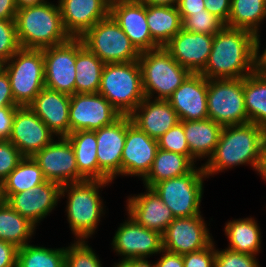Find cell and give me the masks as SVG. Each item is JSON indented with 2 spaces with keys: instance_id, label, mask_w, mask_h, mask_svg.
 Listing matches in <instances>:
<instances>
[{
  "instance_id": "47",
  "label": "cell",
  "mask_w": 266,
  "mask_h": 267,
  "mask_svg": "<svg viewBox=\"0 0 266 267\" xmlns=\"http://www.w3.org/2000/svg\"><path fill=\"white\" fill-rule=\"evenodd\" d=\"M18 248L0 240V267H16Z\"/></svg>"
},
{
  "instance_id": "5",
  "label": "cell",
  "mask_w": 266,
  "mask_h": 267,
  "mask_svg": "<svg viewBox=\"0 0 266 267\" xmlns=\"http://www.w3.org/2000/svg\"><path fill=\"white\" fill-rule=\"evenodd\" d=\"M98 93L122 116H130L145 98L139 61L105 64Z\"/></svg>"
},
{
  "instance_id": "11",
  "label": "cell",
  "mask_w": 266,
  "mask_h": 267,
  "mask_svg": "<svg viewBox=\"0 0 266 267\" xmlns=\"http://www.w3.org/2000/svg\"><path fill=\"white\" fill-rule=\"evenodd\" d=\"M122 115L99 93H75L70 96V133L95 131L109 126Z\"/></svg>"
},
{
  "instance_id": "32",
  "label": "cell",
  "mask_w": 266,
  "mask_h": 267,
  "mask_svg": "<svg viewBox=\"0 0 266 267\" xmlns=\"http://www.w3.org/2000/svg\"><path fill=\"white\" fill-rule=\"evenodd\" d=\"M266 19V0H231L228 27L246 29L257 35L260 50V24Z\"/></svg>"
},
{
  "instance_id": "38",
  "label": "cell",
  "mask_w": 266,
  "mask_h": 267,
  "mask_svg": "<svg viewBox=\"0 0 266 267\" xmlns=\"http://www.w3.org/2000/svg\"><path fill=\"white\" fill-rule=\"evenodd\" d=\"M65 247V267H103L87 240H74Z\"/></svg>"
},
{
  "instance_id": "43",
  "label": "cell",
  "mask_w": 266,
  "mask_h": 267,
  "mask_svg": "<svg viewBox=\"0 0 266 267\" xmlns=\"http://www.w3.org/2000/svg\"><path fill=\"white\" fill-rule=\"evenodd\" d=\"M24 158L17 147L9 140H0V184Z\"/></svg>"
},
{
  "instance_id": "34",
  "label": "cell",
  "mask_w": 266,
  "mask_h": 267,
  "mask_svg": "<svg viewBox=\"0 0 266 267\" xmlns=\"http://www.w3.org/2000/svg\"><path fill=\"white\" fill-rule=\"evenodd\" d=\"M36 226L17 213L6 201H0V240L18 249L30 243Z\"/></svg>"
},
{
  "instance_id": "48",
  "label": "cell",
  "mask_w": 266,
  "mask_h": 267,
  "mask_svg": "<svg viewBox=\"0 0 266 267\" xmlns=\"http://www.w3.org/2000/svg\"><path fill=\"white\" fill-rule=\"evenodd\" d=\"M18 106L11 92L10 80L7 72L3 69L0 72V107Z\"/></svg>"
},
{
  "instance_id": "35",
  "label": "cell",
  "mask_w": 266,
  "mask_h": 267,
  "mask_svg": "<svg viewBox=\"0 0 266 267\" xmlns=\"http://www.w3.org/2000/svg\"><path fill=\"white\" fill-rule=\"evenodd\" d=\"M66 138L74 149L78 172L86 180H98L97 139L95 131L80 130L70 133Z\"/></svg>"
},
{
  "instance_id": "37",
  "label": "cell",
  "mask_w": 266,
  "mask_h": 267,
  "mask_svg": "<svg viewBox=\"0 0 266 267\" xmlns=\"http://www.w3.org/2000/svg\"><path fill=\"white\" fill-rule=\"evenodd\" d=\"M16 267H65V247L48 248L28 243L18 249Z\"/></svg>"
},
{
  "instance_id": "45",
  "label": "cell",
  "mask_w": 266,
  "mask_h": 267,
  "mask_svg": "<svg viewBox=\"0 0 266 267\" xmlns=\"http://www.w3.org/2000/svg\"><path fill=\"white\" fill-rule=\"evenodd\" d=\"M206 10L218 17L224 24L228 22L231 0H205Z\"/></svg>"
},
{
  "instance_id": "27",
  "label": "cell",
  "mask_w": 266,
  "mask_h": 267,
  "mask_svg": "<svg viewBox=\"0 0 266 267\" xmlns=\"http://www.w3.org/2000/svg\"><path fill=\"white\" fill-rule=\"evenodd\" d=\"M180 122L187 139L190 161L195 165L199 159H209L216 149L223 126L211 119Z\"/></svg>"
},
{
  "instance_id": "21",
  "label": "cell",
  "mask_w": 266,
  "mask_h": 267,
  "mask_svg": "<svg viewBox=\"0 0 266 267\" xmlns=\"http://www.w3.org/2000/svg\"><path fill=\"white\" fill-rule=\"evenodd\" d=\"M213 40L214 35L181 29L164 48L178 64L191 73H200L208 62Z\"/></svg>"
},
{
  "instance_id": "29",
  "label": "cell",
  "mask_w": 266,
  "mask_h": 267,
  "mask_svg": "<svg viewBox=\"0 0 266 267\" xmlns=\"http://www.w3.org/2000/svg\"><path fill=\"white\" fill-rule=\"evenodd\" d=\"M146 19L152 39L160 47H164L182 29L176 6L146 4Z\"/></svg>"
},
{
  "instance_id": "13",
  "label": "cell",
  "mask_w": 266,
  "mask_h": 267,
  "mask_svg": "<svg viewBox=\"0 0 266 267\" xmlns=\"http://www.w3.org/2000/svg\"><path fill=\"white\" fill-rule=\"evenodd\" d=\"M37 152L38 163L47 181L65 185L86 180L79 172L74 149L66 137H57Z\"/></svg>"
},
{
  "instance_id": "7",
  "label": "cell",
  "mask_w": 266,
  "mask_h": 267,
  "mask_svg": "<svg viewBox=\"0 0 266 267\" xmlns=\"http://www.w3.org/2000/svg\"><path fill=\"white\" fill-rule=\"evenodd\" d=\"M11 92L18 106H28L45 88L44 55L42 49L20 48L4 64Z\"/></svg>"
},
{
  "instance_id": "33",
  "label": "cell",
  "mask_w": 266,
  "mask_h": 267,
  "mask_svg": "<svg viewBox=\"0 0 266 267\" xmlns=\"http://www.w3.org/2000/svg\"><path fill=\"white\" fill-rule=\"evenodd\" d=\"M46 181L33 157H24L16 168L0 184V196L6 201L12 194L30 190Z\"/></svg>"
},
{
  "instance_id": "16",
  "label": "cell",
  "mask_w": 266,
  "mask_h": 267,
  "mask_svg": "<svg viewBox=\"0 0 266 267\" xmlns=\"http://www.w3.org/2000/svg\"><path fill=\"white\" fill-rule=\"evenodd\" d=\"M212 238L202 214L175 218L162 234L163 249L183 255L208 247Z\"/></svg>"
},
{
  "instance_id": "46",
  "label": "cell",
  "mask_w": 266,
  "mask_h": 267,
  "mask_svg": "<svg viewBox=\"0 0 266 267\" xmlns=\"http://www.w3.org/2000/svg\"><path fill=\"white\" fill-rule=\"evenodd\" d=\"M18 106L0 107V140H8L11 135L14 114Z\"/></svg>"
},
{
  "instance_id": "23",
  "label": "cell",
  "mask_w": 266,
  "mask_h": 267,
  "mask_svg": "<svg viewBox=\"0 0 266 267\" xmlns=\"http://www.w3.org/2000/svg\"><path fill=\"white\" fill-rule=\"evenodd\" d=\"M62 23L72 38H80L97 22L110 15L104 0H58Z\"/></svg>"
},
{
  "instance_id": "8",
  "label": "cell",
  "mask_w": 266,
  "mask_h": 267,
  "mask_svg": "<svg viewBox=\"0 0 266 267\" xmlns=\"http://www.w3.org/2000/svg\"><path fill=\"white\" fill-rule=\"evenodd\" d=\"M208 178L203 165L194 167L186 175L162 180L151 188L169 207L175 218L201 215L200 206L204 180Z\"/></svg>"
},
{
  "instance_id": "9",
  "label": "cell",
  "mask_w": 266,
  "mask_h": 267,
  "mask_svg": "<svg viewBox=\"0 0 266 267\" xmlns=\"http://www.w3.org/2000/svg\"><path fill=\"white\" fill-rule=\"evenodd\" d=\"M80 39L104 64L133 62L140 57V52L111 15L97 22Z\"/></svg>"
},
{
  "instance_id": "55",
  "label": "cell",
  "mask_w": 266,
  "mask_h": 267,
  "mask_svg": "<svg viewBox=\"0 0 266 267\" xmlns=\"http://www.w3.org/2000/svg\"><path fill=\"white\" fill-rule=\"evenodd\" d=\"M149 5L176 6L178 0H138Z\"/></svg>"
},
{
  "instance_id": "44",
  "label": "cell",
  "mask_w": 266,
  "mask_h": 267,
  "mask_svg": "<svg viewBox=\"0 0 266 267\" xmlns=\"http://www.w3.org/2000/svg\"><path fill=\"white\" fill-rule=\"evenodd\" d=\"M215 241L202 250L183 254L184 267H215Z\"/></svg>"
},
{
  "instance_id": "59",
  "label": "cell",
  "mask_w": 266,
  "mask_h": 267,
  "mask_svg": "<svg viewBox=\"0 0 266 267\" xmlns=\"http://www.w3.org/2000/svg\"><path fill=\"white\" fill-rule=\"evenodd\" d=\"M5 62L0 58V72L4 69Z\"/></svg>"
},
{
  "instance_id": "50",
  "label": "cell",
  "mask_w": 266,
  "mask_h": 267,
  "mask_svg": "<svg viewBox=\"0 0 266 267\" xmlns=\"http://www.w3.org/2000/svg\"><path fill=\"white\" fill-rule=\"evenodd\" d=\"M161 257L155 262L156 267H184L183 255L162 250Z\"/></svg>"
},
{
  "instance_id": "57",
  "label": "cell",
  "mask_w": 266,
  "mask_h": 267,
  "mask_svg": "<svg viewBox=\"0 0 266 267\" xmlns=\"http://www.w3.org/2000/svg\"><path fill=\"white\" fill-rule=\"evenodd\" d=\"M112 267H133L127 260H120L119 262L115 263Z\"/></svg>"
},
{
  "instance_id": "28",
  "label": "cell",
  "mask_w": 266,
  "mask_h": 267,
  "mask_svg": "<svg viewBox=\"0 0 266 267\" xmlns=\"http://www.w3.org/2000/svg\"><path fill=\"white\" fill-rule=\"evenodd\" d=\"M229 239L228 249L257 256L261 250V229L253 217L230 220L224 226Z\"/></svg>"
},
{
  "instance_id": "17",
  "label": "cell",
  "mask_w": 266,
  "mask_h": 267,
  "mask_svg": "<svg viewBox=\"0 0 266 267\" xmlns=\"http://www.w3.org/2000/svg\"><path fill=\"white\" fill-rule=\"evenodd\" d=\"M55 134L28 107L18 106L8 139L24 157H33L55 139Z\"/></svg>"
},
{
  "instance_id": "36",
  "label": "cell",
  "mask_w": 266,
  "mask_h": 267,
  "mask_svg": "<svg viewBox=\"0 0 266 267\" xmlns=\"http://www.w3.org/2000/svg\"><path fill=\"white\" fill-rule=\"evenodd\" d=\"M243 92L249 122L266 130V74L256 70L244 77Z\"/></svg>"
},
{
  "instance_id": "22",
  "label": "cell",
  "mask_w": 266,
  "mask_h": 267,
  "mask_svg": "<svg viewBox=\"0 0 266 267\" xmlns=\"http://www.w3.org/2000/svg\"><path fill=\"white\" fill-rule=\"evenodd\" d=\"M180 121L208 119L207 79L191 73L167 99Z\"/></svg>"
},
{
  "instance_id": "20",
  "label": "cell",
  "mask_w": 266,
  "mask_h": 267,
  "mask_svg": "<svg viewBox=\"0 0 266 267\" xmlns=\"http://www.w3.org/2000/svg\"><path fill=\"white\" fill-rule=\"evenodd\" d=\"M157 149L158 141L132 123L126 129L121 176H138L143 180L152 167Z\"/></svg>"
},
{
  "instance_id": "4",
  "label": "cell",
  "mask_w": 266,
  "mask_h": 267,
  "mask_svg": "<svg viewBox=\"0 0 266 267\" xmlns=\"http://www.w3.org/2000/svg\"><path fill=\"white\" fill-rule=\"evenodd\" d=\"M15 25L20 48L45 49L71 38L64 29L59 4L49 1L17 9Z\"/></svg>"
},
{
  "instance_id": "39",
  "label": "cell",
  "mask_w": 266,
  "mask_h": 267,
  "mask_svg": "<svg viewBox=\"0 0 266 267\" xmlns=\"http://www.w3.org/2000/svg\"><path fill=\"white\" fill-rule=\"evenodd\" d=\"M224 26L225 24L218 17L206 9L202 12L192 13L182 20V29L197 34L215 35Z\"/></svg>"
},
{
  "instance_id": "12",
  "label": "cell",
  "mask_w": 266,
  "mask_h": 267,
  "mask_svg": "<svg viewBox=\"0 0 266 267\" xmlns=\"http://www.w3.org/2000/svg\"><path fill=\"white\" fill-rule=\"evenodd\" d=\"M130 116H121L113 124L95 130L97 139L98 180L113 181L121 175L122 151Z\"/></svg>"
},
{
  "instance_id": "42",
  "label": "cell",
  "mask_w": 266,
  "mask_h": 267,
  "mask_svg": "<svg viewBox=\"0 0 266 267\" xmlns=\"http://www.w3.org/2000/svg\"><path fill=\"white\" fill-rule=\"evenodd\" d=\"M19 49L15 20H0V58L7 62Z\"/></svg>"
},
{
  "instance_id": "40",
  "label": "cell",
  "mask_w": 266,
  "mask_h": 267,
  "mask_svg": "<svg viewBox=\"0 0 266 267\" xmlns=\"http://www.w3.org/2000/svg\"><path fill=\"white\" fill-rule=\"evenodd\" d=\"M158 148L185 155L190 160V151L183 129V124L178 122L170 128L164 135L157 139Z\"/></svg>"
},
{
  "instance_id": "26",
  "label": "cell",
  "mask_w": 266,
  "mask_h": 267,
  "mask_svg": "<svg viewBox=\"0 0 266 267\" xmlns=\"http://www.w3.org/2000/svg\"><path fill=\"white\" fill-rule=\"evenodd\" d=\"M130 117L141 131L156 140L180 122L168 100L147 97L137 106Z\"/></svg>"
},
{
  "instance_id": "56",
  "label": "cell",
  "mask_w": 266,
  "mask_h": 267,
  "mask_svg": "<svg viewBox=\"0 0 266 267\" xmlns=\"http://www.w3.org/2000/svg\"><path fill=\"white\" fill-rule=\"evenodd\" d=\"M257 174L266 181V158H262L261 167Z\"/></svg>"
},
{
  "instance_id": "3",
  "label": "cell",
  "mask_w": 266,
  "mask_h": 267,
  "mask_svg": "<svg viewBox=\"0 0 266 267\" xmlns=\"http://www.w3.org/2000/svg\"><path fill=\"white\" fill-rule=\"evenodd\" d=\"M112 182L83 180L61 186L60 197L67 195L65 211L75 240H88L95 234L106 207L99 192Z\"/></svg>"
},
{
  "instance_id": "54",
  "label": "cell",
  "mask_w": 266,
  "mask_h": 267,
  "mask_svg": "<svg viewBox=\"0 0 266 267\" xmlns=\"http://www.w3.org/2000/svg\"><path fill=\"white\" fill-rule=\"evenodd\" d=\"M46 2H48V0H16L18 9L35 6V5H41Z\"/></svg>"
},
{
  "instance_id": "19",
  "label": "cell",
  "mask_w": 266,
  "mask_h": 267,
  "mask_svg": "<svg viewBox=\"0 0 266 267\" xmlns=\"http://www.w3.org/2000/svg\"><path fill=\"white\" fill-rule=\"evenodd\" d=\"M110 15L141 53L160 46L152 39L146 19V4L138 0H117Z\"/></svg>"
},
{
  "instance_id": "58",
  "label": "cell",
  "mask_w": 266,
  "mask_h": 267,
  "mask_svg": "<svg viewBox=\"0 0 266 267\" xmlns=\"http://www.w3.org/2000/svg\"><path fill=\"white\" fill-rule=\"evenodd\" d=\"M110 7L117 1V0H104Z\"/></svg>"
},
{
  "instance_id": "25",
  "label": "cell",
  "mask_w": 266,
  "mask_h": 267,
  "mask_svg": "<svg viewBox=\"0 0 266 267\" xmlns=\"http://www.w3.org/2000/svg\"><path fill=\"white\" fill-rule=\"evenodd\" d=\"M70 95L43 88L28 107L47 125L56 137L70 134Z\"/></svg>"
},
{
  "instance_id": "6",
  "label": "cell",
  "mask_w": 266,
  "mask_h": 267,
  "mask_svg": "<svg viewBox=\"0 0 266 267\" xmlns=\"http://www.w3.org/2000/svg\"><path fill=\"white\" fill-rule=\"evenodd\" d=\"M138 61L144 95L151 99L167 100L191 74L164 47L141 52Z\"/></svg>"
},
{
  "instance_id": "15",
  "label": "cell",
  "mask_w": 266,
  "mask_h": 267,
  "mask_svg": "<svg viewBox=\"0 0 266 267\" xmlns=\"http://www.w3.org/2000/svg\"><path fill=\"white\" fill-rule=\"evenodd\" d=\"M112 248L121 260L149 257L163 250L162 234L138 224L130 215L119 225L112 240Z\"/></svg>"
},
{
  "instance_id": "31",
  "label": "cell",
  "mask_w": 266,
  "mask_h": 267,
  "mask_svg": "<svg viewBox=\"0 0 266 267\" xmlns=\"http://www.w3.org/2000/svg\"><path fill=\"white\" fill-rule=\"evenodd\" d=\"M194 165L185 155L157 149L155 159L147 176L142 180L145 187L189 173Z\"/></svg>"
},
{
  "instance_id": "24",
  "label": "cell",
  "mask_w": 266,
  "mask_h": 267,
  "mask_svg": "<svg viewBox=\"0 0 266 267\" xmlns=\"http://www.w3.org/2000/svg\"><path fill=\"white\" fill-rule=\"evenodd\" d=\"M145 189L144 193L128 197L127 215L141 226L163 234L175 217L152 188Z\"/></svg>"
},
{
  "instance_id": "1",
  "label": "cell",
  "mask_w": 266,
  "mask_h": 267,
  "mask_svg": "<svg viewBox=\"0 0 266 267\" xmlns=\"http://www.w3.org/2000/svg\"><path fill=\"white\" fill-rule=\"evenodd\" d=\"M257 70V35L224 26L214 35L211 53L200 72L206 79H240Z\"/></svg>"
},
{
  "instance_id": "30",
  "label": "cell",
  "mask_w": 266,
  "mask_h": 267,
  "mask_svg": "<svg viewBox=\"0 0 266 267\" xmlns=\"http://www.w3.org/2000/svg\"><path fill=\"white\" fill-rule=\"evenodd\" d=\"M75 93H98L105 64L76 38Z\"/></svg>"
},
{
  "instance_id": "49",
  "label": "cell",
  "mask_w": 266,
  "mask_h": 267,
  "mask_svg": "<svg viewBox=\"0 0 266 267\" xmlns=\"http://www.w3.org/2000/svg\"><path fill=\"white\" fill-rule=\"evenodd\" d=\"M205 0H178L177 9L180 13L181 20L185 17L192 15V13L202 12L206 9Z\"/></svg>"
},
{
  "instance_id": "41",
  "label": "cell",
  "mask_w": 266,
  "mask_h": 267,
  "mask_svg": "<svg viewBox=\"0 0 266 267\" xmlns=\"http://www.w3.org/2000/svg\"><path fill=\"white\" fill-rule=\"evenodd\" d=\"M256 256L215 247V267H260Z\"/></svg>"
},
{
  "instance_id": "18",
  "label": "cell",
  "mask_w": 266,
  "mask_h": 267,
  "mask_svg": "<svg viewBox=\"0 0 266 267\" xmlns=\"http://www.w3.org/2000/svg\"><path fill=\"white\" fill-rule=\"evenodd\" d=\"M60 194L61 185L46 180L30 190L12 194L6 202L37 227L58 205Z\"/></svg>"
},
{
  "instance_id": "10",
  "label": "cell",
  "mask_w": 266,
  "mask_h": 267,
  "mask_svg": "<svg viewBox=\"0 0 266 267\" xmlns=\"http://www.w3.org/2000/svg\"><path fill=\"white\" fill-rule=\"evenodd\" d=\"M207 106L208 119L223 127L248 123L243 78L207 79Z\"/></svg>"
},
{
  "instance_id": "51",
  "label": "cell",
  "mask_w": 266,
  "mask_h": 267,
  "mask_svg": "<svg viewBox=\"0 0 266 267\" xmlns=\"http://www.w3.org/2000/svg\"><path fill=\"white\" fill-rule=\"evenodd\" d=\"M17 9L16 0H0V20H15Z\"/></svg>"
},
{
  "instance_id": "53",
  "label": "cell",
  "mask_w": 266,
  "mask_h": 267,
  "mask_svg": "<svg viewBox=\"0 0 266 267\" xmlns=\"http://www.w3.org/2000/svg\"><path fill=\"white\" fill-rule=\"evenodd\" d=\"M257 71L266 74V48L261 54L257 50Z\"/></svg>"
},
{
  "instance_id": "2",
  "label": "cell",
  "mask_w": 266,
  "mask_h": 267,
  "mask_svg": "<svg viewBox=\"0 0 266 267\" xmlns=\"http://www.w3.org/2000/svg\"><path fill=\"white\" fill-rule=\"evenodd\" d=\"M266 130L257 124L224 126L213 155L203 163L206 176L235 166L250 165L259 172L265 149Z\"/></svg>"
},
{
  "instance_id": "52",
  "label": "cell",
  "mask_w": 266,
  "mask_h": 267,
  "mask_svg": "<svg viewBox=\"0 0 266 267\" xmlns=\"http://www.w3.org/2000/svg\"><path fill=\"white\" fill-rule=\"evenodd\" d=\"M148 257H133L127 260L133 267H156V264L151 263Z\"/></svg>"
},
{
  "instance_id": "14",
  "label": "cell",
  "mask_w": 266,
  "mask_h": 267,
  "mask_svg": "<svg viewBox=\"0 0 266 267\" xmlns=\"http://www.w3.org/2000/svg\"><path fill=\"white\" fill-rule=\"evenodd\" d=\"M42 50L45 88L70 96L75 94L76 38Z\"/></svg>"
},
{
  "instance_id": "60",
  "label": "cell",
  "mask_w": 266,
  "mask_h": 267,
  "mask_svg": "<svg viewBox=\"0 0 266 267\" xmlns=\"http://www.w3.org/2000/svg\"><path fill=\"white\" fill-rule=\"evenodd\" d=\"M262 158H266V132H265V149H264V153H263Z\"/></svg>"
}]
</instances>
